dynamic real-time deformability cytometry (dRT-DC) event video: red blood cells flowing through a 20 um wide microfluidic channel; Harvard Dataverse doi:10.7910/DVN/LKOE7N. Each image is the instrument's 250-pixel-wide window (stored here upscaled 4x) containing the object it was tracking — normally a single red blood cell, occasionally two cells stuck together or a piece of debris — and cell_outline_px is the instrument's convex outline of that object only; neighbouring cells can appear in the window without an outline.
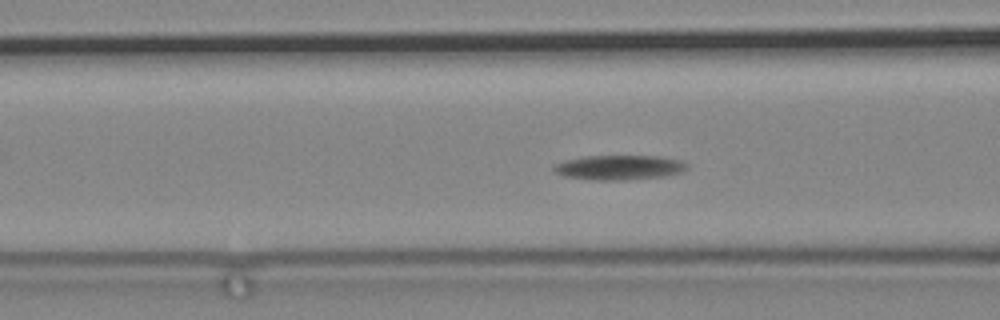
{"species": "common noctule bat (a hibernating species)", "species_latin": "Nyctalus noctula", "temperature_condition": "cold", "stored_images_in_passage": 49, "camera_frame_rate_fps": 3000, "um_per_image_px": 0.085, "animal": {"sex": "male", "body_mass_g": 19.2, "forearm_length_mm": 51.8}, "frame": {"image": 1, "passage_image": 7, "time_ms": 2.0, "image_size_px": [1000, 320], "cell_outline_px": [[688, 168], [684, 172], [664, 176], [628, 180], [588, 180], [560, 176], [552, 168], [556, 164], [564, 160], [584, 156], [656, 156], [680, 160], [688, 164]], "centroid_in_image_um": [52.62, 14.24], "position_along_channel_um": 114.0, "area_um2": 19.42}}
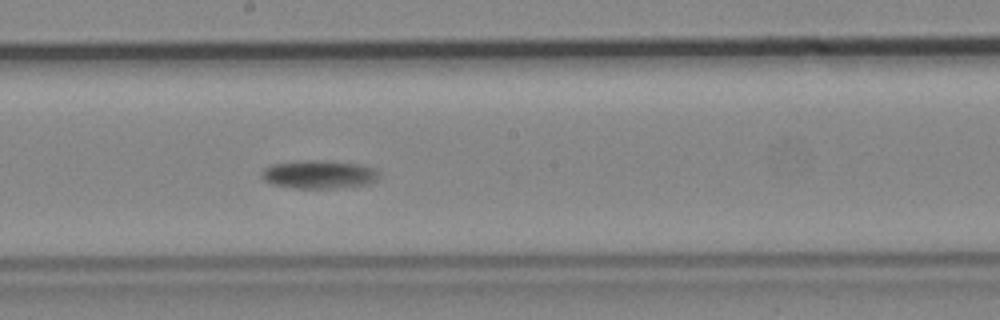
{"frame": {"image": 2, "passage_image": 18, "time_ms": 5.667, "image_size_px": [1000, 320], "cell_outline_px": [[380, 176], [376, 180], [368, 184], [336, 188], [296, 188], [272, 184], [264, 180], [260, 176], [260, 172], [264, 168], [272, 164], [304, 160], [324, 160], [356, 164], [372, 168], [380, 172]], "centroid_in_image_um": [27.08, 14.82], "position_along_channel_um": 221.1, "area_um2": 19.36}}
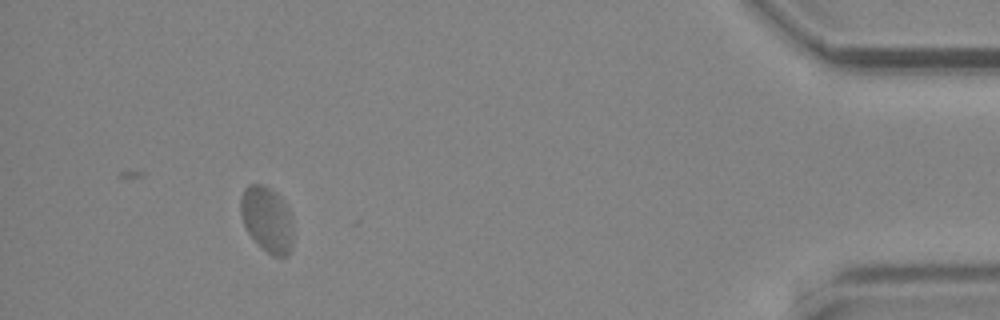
{"frame": {"image": 3, "passage_image": 44, "time_ms": 14.333, "image_size_px": [1000, 320], "cell_outline_px": [[292, 248], [288, 256], [272, 256], [248, 232], [240, 216], [240, 196], [244, 188], [248, 184], [264, 184], [276, 192], [280, 196], [288, 208], [292, 220]], "centroid_in_image_um": [22.7, 18.6], "position_along_channel_um": 412.5, "area_um2": 20.17}}